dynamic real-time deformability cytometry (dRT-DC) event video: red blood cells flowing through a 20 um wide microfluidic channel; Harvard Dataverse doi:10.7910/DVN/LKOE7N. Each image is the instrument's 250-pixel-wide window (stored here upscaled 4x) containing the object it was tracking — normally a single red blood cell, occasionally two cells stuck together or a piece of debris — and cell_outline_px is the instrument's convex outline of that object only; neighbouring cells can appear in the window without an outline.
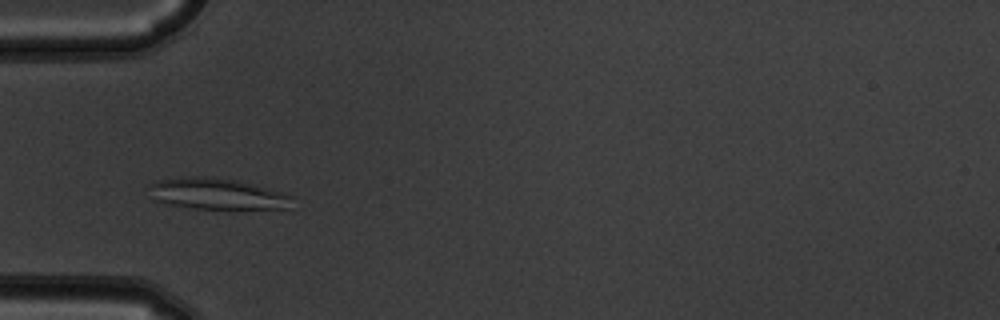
{"species": "common noctule bat (a hibernating species)", "species_latin": "Nyctalus noctula", "temperature_condition": "warm", "stored_images_in_passage": 6, "camera_frame_rate_fps": 3000, "um_per_image_px": 0.085, "animal": {"sex": "male", "body_mass_g": 19.5, "forearm_length_mm": 54.6}, "frame": {"image": 1, "passage_image": 4, "time_ms": 1.0, "image_size_px": [1000, 320], "cell_outline_px": [[292, 196], [288, 208], [228, 212], [188, 208], [164, 204], [152, 200], [144, 188], [148, 184], [160, 180], [188, 176], [204, 176], [236, 180], [268, 188]], "centroid_in_image_um": [18.36, 16.54], "position_along_channel_um": 66.6, "area_um2": 27.51}}
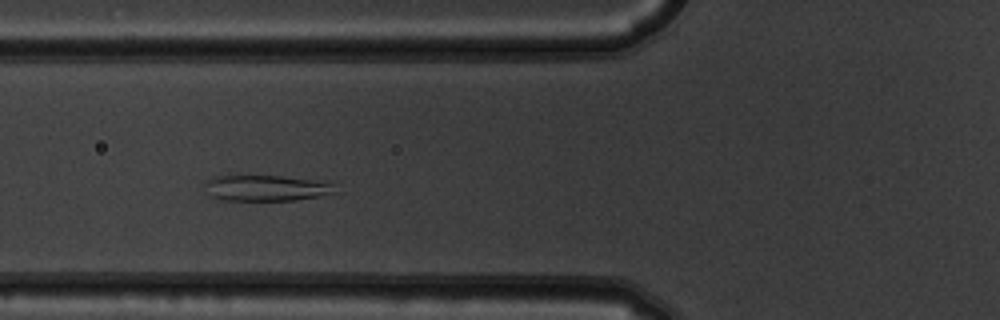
{"frame": {"image": 2, "passage_image": 5, "time_ms": 1.333, "image_size_px": [1000, 320], "cell_outline_px": [[336, 192], [320, 196], [296, 200], [224, 200], [212, 196], [204, 180], [212, 176], [228, 172], [332, 180]], "centroid_in_image_um": [22.64, 15.91], "position_along_channel_um": 103.2, "area_um2": 20.81}}